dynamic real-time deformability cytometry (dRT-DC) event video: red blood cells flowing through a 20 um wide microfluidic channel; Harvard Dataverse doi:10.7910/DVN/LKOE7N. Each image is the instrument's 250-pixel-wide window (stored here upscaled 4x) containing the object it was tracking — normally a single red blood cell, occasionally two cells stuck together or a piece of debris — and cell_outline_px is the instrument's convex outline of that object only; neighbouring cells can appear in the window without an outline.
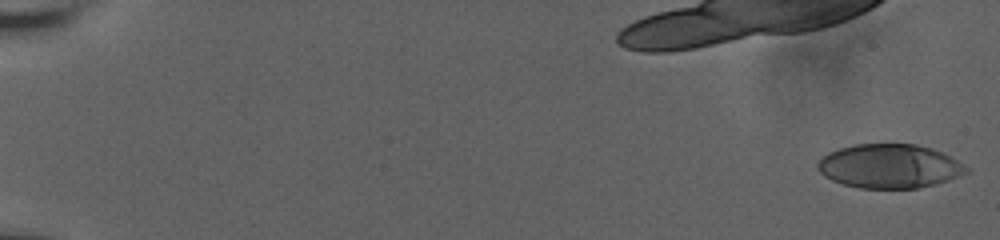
{"species": "human", "species_latin": "Homo sapiens", "temperature_condition": "room temperature", "stored_images_in_passage": 37, "camera_frame_rate_fps": 3000, "um_per_image_px": 0.085, "donor": {"sex": "male"}, "frame": {"image": 1, "passage_image": 1, "time_ms": 0.0, "image_size_px": [1000, 240], "cell_outline_px": [[968, 172], [932, 184], [916, 188], [860, 188], [844, 184], [832, 180], [824, 176], [820, 172], [816, 164], [828, 152], [840, 148], [856, 144], [916, 144], [932, 148], [964, 164], [968, 168]], "centroid_in_image_um": [75.56, 14.11], "position_along_channel_um": 9.4, "area_um2": 37.57}}
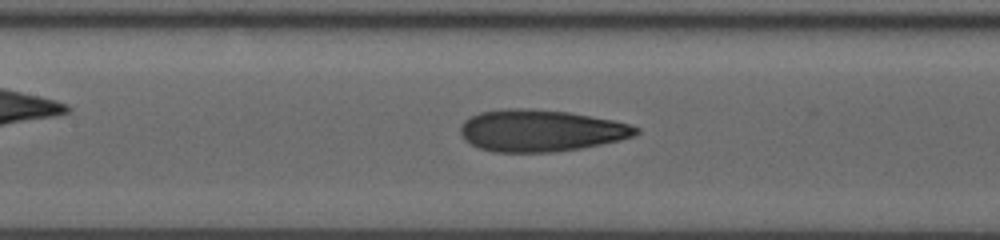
{"frame": {"image": 2, "passage_image": 25, "time_ms": 10.0, "image_size_px": [1000, 240], "cell_outline_px": [[640, 132], [636, 136], [620, 140], [580, 148], [552, 152], [492, 152], [480, 148], [464, 140], [460, 136], [460, 124], [468, 116], [480, 112], [504, 108], [532, 108], [568, 112], [612, 120], [628, 124], [640, 128]], "centroid_in_image_um": [45.92, 11.09], "position_along_channel_um": 161.5, "area_um2": 43.06}}
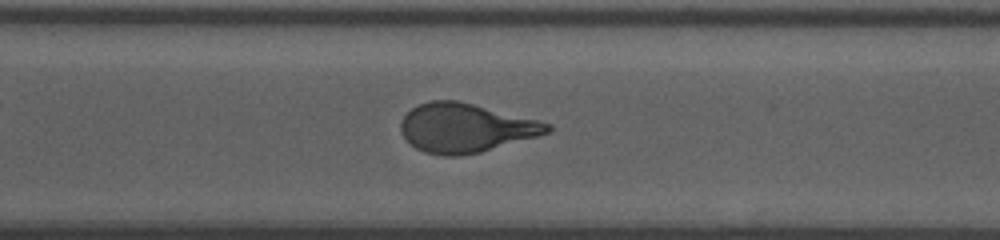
{"frame": {"image": 3, "passage_image": 37, "time_ms": 14.667, "image_size_px": [1000, 240], "cell_outline_px": [[552, 128], [548, 132], [536, 136], [480, 152], [460, 156], [444, 156], [424, 152], [416, 148], [400, 132], [400, 120], [412, 108], [428, 100], [456, 100], [552, 124]], "centroid_in_image_um": [39.51, 10.87], "position_along_channel_um": 331.1, "area_um2": 41.21}}